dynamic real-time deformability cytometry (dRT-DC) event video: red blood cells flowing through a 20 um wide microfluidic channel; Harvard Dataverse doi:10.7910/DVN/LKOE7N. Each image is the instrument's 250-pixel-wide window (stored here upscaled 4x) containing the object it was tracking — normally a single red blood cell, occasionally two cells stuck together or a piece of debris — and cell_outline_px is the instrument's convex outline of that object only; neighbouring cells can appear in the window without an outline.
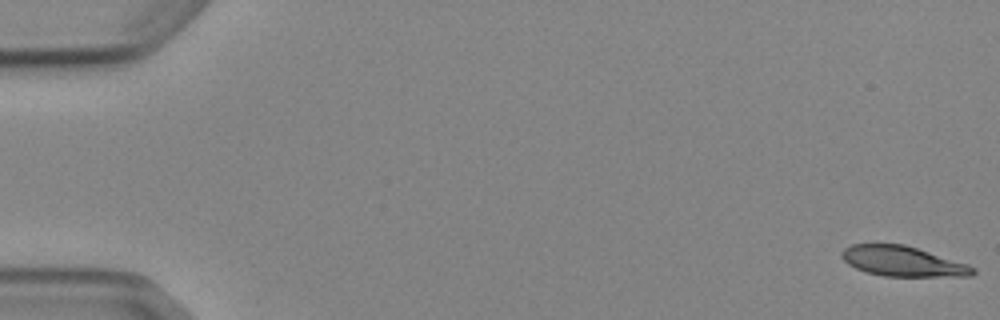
{"species": "Egyptian fruit bat (a non-hibernating species)", "species_latin": "Rousettus aegyptiacus", "temperature_condition": "cold", "stored_images_in_passage": 6, "camera_frame_rate_fps": 3000, "um_per_image_px": 0.085, "animal": {"sex": "female"}, "frame": {"image": 1, "passage_image": 1, "time_ms": 0.0, "image_size_px": [1000, 320], "cell_outline_px": [[976, 272], [972, 276], [884, 276], [868, 272], [856, 268], [848, 264], [840, 256], [840, 252], [844, 248], [852, 244], [904, 244], [968, 264], [976, 268]], "centroid_in_image_um": [76.73, 22.21], "position_along_channel_um": 8.3, "area_um2": 22.95}}
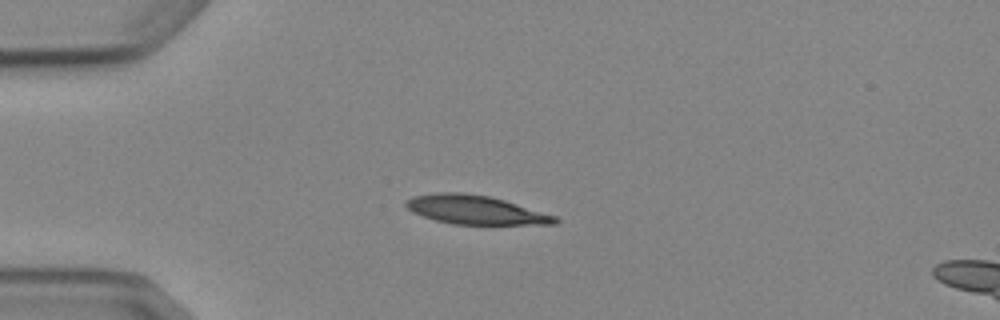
{"frame": {"image": 2, "passage_image": 4, "time_ms": 4.333, "image_size_px": [1000, 320], "cell_outline_px": [[560, 220], [556, 224], [452, 224], [436, 220], [412, 212], [404, 204], [412, 196], [436, 192], [460, 192], [488, 196], [504, 200], [556, 216]], "centroid_in_image_um": [40.4, 17.83], "position_along_channel_um": 44.6, "area_um2": 24.8}}
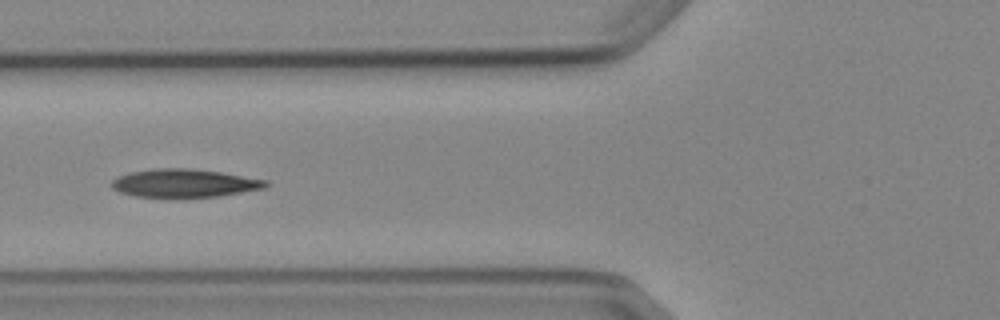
{"frame": {"image": 3, "passage_image": 6, "time_ms": 6.667, "image_size_px": [1000, 320], "cell_outline_px": [[268, 184], [264, 188], [220, 196], [136, 196], [120, 192], [112, 188], [112, 180], [116, 176], [128, 172], [152, 168], [184, 168], [220, 172], [268, 180]], "centroid_in_image_um": [15.64, 15.55], "position_along_channel_um": 110.2, "area_um2": 24.97}}